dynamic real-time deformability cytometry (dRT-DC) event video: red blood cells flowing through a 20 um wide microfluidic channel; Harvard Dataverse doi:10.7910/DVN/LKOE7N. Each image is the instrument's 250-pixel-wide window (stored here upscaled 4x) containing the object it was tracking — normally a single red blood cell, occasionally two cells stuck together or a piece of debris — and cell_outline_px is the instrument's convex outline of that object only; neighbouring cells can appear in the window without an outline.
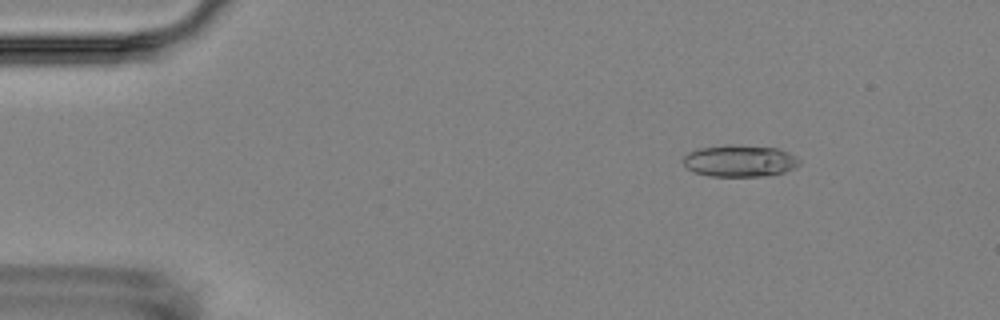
{"species": "Egyptian fruit bat (a non-hibernating species)", "species_latin": "Rousettus aegyptiacus", "temperature_condition": "room temperature", "stored_images_in_passage": 6, "camera_frame_rate_fps": 3000, "um_per_image_px": 0.085, "animal": {"sex": "female"}, "frame": {"image": 1, "passage_image": 3, "time_ms": 2.333, "image_size_px": [1000, 320], "cell_outline_px": [[800, 164], [796, 168], [784, 172], [764, 176], [712, 176], [696, 172], [688, 168], [680, 160], [688, 152], [700, 148], [728, 144], [732, 144], [776, 148], [788, 152], [796, 156], [800, 160]], "centroid_in_image_um": [62.89, 13.67], "position_along_channel_um": 22.1, "area_um2": 21.62}}